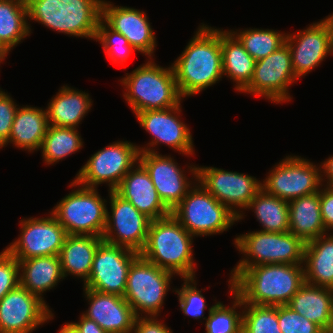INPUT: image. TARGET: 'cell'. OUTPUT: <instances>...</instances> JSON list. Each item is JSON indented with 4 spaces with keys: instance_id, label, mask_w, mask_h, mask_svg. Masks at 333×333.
I'll use <instances>...</instances> for the list:
<instances>
[{
    "instance_id": "29",
    "label": "cell",
    "mask_w": 333,
    "mask_h": 333,
    "mask_svg": "<svg viewBox=\"0 0 333 333\" xmlns=\"http://www.w3.org/2000/svg\"><path fill=\"white\" fill-rule=\"evenodd\" d=\"M289 232L304 243L328 234L321 216L320 190L288 202Z\"/></svg>"
},
{
    "instance_id": "10",
    "label": "cell",
    "mask_w": 333,
    "mask_h": 333,
    "mask_svg": "<svg viewBox=\"0 0 333 333\" xmlns=\"http://www.w3.org/2000/svg\"><path fill=\"white\" fill-rule=\"evenodd\" d=\"M138 146L127 140L110 143L89 157L77 172L75 182L87 188L106 184L108 190L114 191L139 161Z\"/></svg>"
},
{
    "instance_id": "32",
    "label": "cell",
    "mask_w": 333,
    "mask_h": 333,
    "mask_svg": "<svg viewBox=\"0 0 333 333\" xmlns=\"http://www.w3.org/2000/svg\"><path fill=\"white\" fill-rule=\"evenodd\" d=\"M31 33L26 0H0V43L11 51Z\"/></svg>"
},
{
    "instance_id": "26",
    "label": "cell",
    "mask_w": 333,
    "mask_h": 333,
    "mask_svg": "<svg viewBox=\"0 0 333 333\" xmlns=\"http://www.w3.org/2000/svg\"><path fill=\"white\" fill-rule=\"evenodd\" d=\"M293 311L329 332L333 321V289L304 282L287 304Z\"/></svg>"
},
{
    "instance_id": "15",
    "label": "cell",
    "mask_w": 333,
    "mask_h": 333,
    "mask_svg": "<svg viewBox=\"0 0 333 333\" xmlns=\"http://www.w3.org/2000/svg\"><path fill=\"white\" fill-rule=\"evenodd\" d=\"M19 225L18 239L5 247L17 260L60 255L68 234L51 213L46 218L24 217Z\"/></svg>"
},
{
    "instance_id": "50",
    "label": "cell",
    "mask_w": 333,
    "mask_h": 333,
    "mask_svg": "<svg viewBox=\"0 0 333 333\" xmlns=\"http://www.w3.org/2000/svg\"><path fill=\"white\" fill-rule=\"evenodd\" d=\"M329 332L333 333V321H332V326H331V329Z\"/></svg>"
},
{
    "instance_id": "41",
    "label": "cell",
    "mask_w": 333,
    "mask_h": 333,
    "mask_svg": "<svg viewBox=\"0 0 333 333\" xmlns=\"http://www.w3.org/2000/svg\"><path fill=\"white\" fill-rule=\"evenodd\" d=\"M19 284V261L5 248L0 252V300Z\"/></svg>"
},
{
    "instance_id": "27",
    "label": "cell",
    "mask_w": 333,
    "mask_h": 333,
    "mask_svg": "<svg viewBox=\"0 0 333 333\" xmlns=\"http://www.w3.org/2000/svg\"><path fill=\"white\" fill-rule=\"evenodd\" d=\"M102 241L103 238L99 236L67 235L59 255L64 279L72 275L80 278L84 284L90 276L95 253Z\"/></svg>"
},
{
    "instance_id": "30",
    "label": "cell",
    "mask_w": 333,
    "mask_h": 333,
    "mask_svg": "<svg viewBox=\"0 0 333 333\" xmlns=\"http://www.w3.org/2000/svg\"><path fill=\"white\" fill-rule=\"evenodd\" d=\"M303 268L305 282L333 289V233L305 243Z\"/></svg>"
},
{
    "instance_id": "40",
    "label": "cell",
    "mask_w": 333,
    "mask_h": 333,
    "mask_svg": "<svg viewBox=\"0 0 333 333\" xmlns=\"http://www.w3.org/2000/svg\"><path fill=\"white\" fill-rule=\"evenodd\" d=\"M278 325L282 333H323L314 322L293 311L288 305H278Z\"/></svg>"
},
{
    "instance_id": "39",
    "label": "cell",
    "mask_w": 333,
    "mask_h": 333,
    "mask_svg": "<svg viewBox=\"0 0 333 333\" xmlns=\"http://www.w3.org/2000/svg\"><path fill=\"white\" fill-rule=\"evenodd\" d=\"M181 280L184 281L181 288L171 289L172 292L177 294L180 311L187 317L206 321L207 317H204L206 307L210 311L214 306L208 307L206 304L205 296L202 294V291L206 289L197 288L196 277L181 278Z\"/></svg>"
},
{
    "instance_id": "25",
    "label": "cell",
    "mask_w": 333,
    "mask_h": 333,
    "mask_svg": "<svg viewBox=\"0 0 333 333\" xmlns=\"http://www.w3.org/2000/svg\"><path fill=\"white\" fill-rule=\"evenodd\" d=\"M48 126L46 108L20 105L14 116L9 139L0 149L10 143L29 153L40 151Z\"/></svg>"
},
{
    "instance_id": "36",
    "label": "cell",
    "mask_w": 333,
    "mask_h": 333,
    "mask_svg": "<svg viewBox=\"0 0 333 333\" xmlns=\"http://www.w3.org/2000/svg\"><path fill=\"white\" fill-rule=\"evenodd\" d=\"M228 291L231 305L228 307L221 301L214 303L205 321L206 333H242L243 301L231 288Z\"/></svg>"
},
{
    "instance_id": "28",
    "label": "cell",
    "mask_w": 333,
    "mask_h": 333,
    "mask_svg": "<svg viewBox=\"0 0 333 333\" xmlns=\"http://www.w3.org/2000/svg\"><path fill=\"white\" fill-rule=\"evenodd\" d=\"M18 261L20 285L47 303L43 294L64 279L60 257L49 255Z\"/></svg>"
},
{
    "instance_id": "23",
    "label": "cell",
    "mask_w": 333,
    "mask_h": 333,
    "mask_svg": "<svg viewBox=\"0 0 333 333\" xmlns=\"http://www.w3.org/2000/svg\"><path fill=\"white\" fill-rule=\"evenodd\" d=\"M114 191L151 220L171 214V210L159 197L149 173L139 161L123 177Z\"/></svg>"
},
{
    "instance_id": "44",
    "label": "cell",
    "mask_w": 333,
    "mask_h": 333,
    "mask_svg": "<svg viewBox=\"0 0 333 333\" xmlns=\"http://www.w3.org/2000/svg\"><path fill=\"white\" fill-rule=\"evenodd\" d=\"M320 209L325 230L333 233V187L322 185L320 188Z\"/></svg>"
},
{
    "instance_id": "38",
    "label": "cell",
    "mask_w": 333,
    "mask_h": 333,
    "mask_svg": "<svg viewBox=\"0 0 333 333\" xmlns=\"http://www.w3.org/2000/svg\"><path fill=\"white\" fill-rule=\"evenodd\" d=\"M94 41L103 47L108 59L121 67L133 52H138L121 33L111 29L102 19L99 21Z\"/></svg>"
},
{
    "instance_id": "31",
    "label": "cell",
    "mask_w": 333,
    "mask_h": 333,
    "mask_svg": "<svg viewBox=\"0 0 333 333\" xmlns=\"http://www.w3.org/2000/svg\"><path fill=\"white\" fill-rule=\"evenodd\" d=\"M221 50L223 76L230 78L234 90L241 93L252 80L256 60L229 29H221Z\"/></svg>"
},
{
    "instance_id": "9",
    "label": "cell",
    "mask_w": 333,
    "mask_h": 333,
    "mask_svg": "<svg viewBox=\"0 0 333 333\" xmlns=\"http://www.w3.org/2000/svg\"><path fill=\"white\" fill-rule=\"evenodd\" d=\"M174 277L173 273L159 268L141 255L132 262L123 297L136 317L161 315Z\"/></svg>"
},
{
    "instance_id": "47",
    "label": "cell",
    "mask_w": 333,
    "mask_h": 333,
    "mask_svg": "<svg viewBox=\"0 0 333 333\" xmlns=\"http://www.w3.org/2000/svg\"><path fill=\"white\" fill-rule=\"evenodd\" d=\"M58 333H80V331L71 322H65Z\"/></svg>"
},
{
    "instance_id": "45",
    "label": "cell",
    "mask_w": 333,
    "mask_h": 333,
    "mask_svg": "<svg viewBox=\"0 0 333 333\" xmlns=\"http://www.w3.org/2000/svg\"><path fill=\"white\" fill-rule=\"evenodd\" d=\"M80 333H107L94 320L85 317L83 314L79 316L78 322H71Z\"/></svg>"
},
{
    "instance_id": "11",
    "label": "cell",
    "mask_w": 333,
    "mask_h": 333,
    "mask_svg": "<svg viewBox=\"0 0 333 333\" xmlns=\"http://www.w3.org/2000/svg\"><path fill=\"white\" fill-rule=\"evenodd\" d=\"M276 164L261 180L262 188L268 194L289 202L320 190V164L299 155H288Z\"/></svg>"
},
{
    "instance_id": "37",
    "label": "cell",
    "mask_w": 333,
    "mask_h": 333,
    "mask_svg": "<svg viewBox=\"0 0 333 333\" xmlns=\"http://www.w3.org/2000/svg\"><path fill=\"white\" fill-rule=\"evenodd\" d=\"M242 333H282L278 325V305L243 302Z\"/></svg>"
},
{
    "instance_id": "14",
    "label": "cell",
    "mask_w": 333,
    "mask_h": 333,
    "mask_svg": "<svg viewBox=\"0 0 333 333\" xmlns=\"http://www.w3.org/2000/svg\"><path fill=\"white\" fill-rule=\"evenodd\" d=\"M182 112L181 103L177 106L160 109L141 111L135 114L139 124L149 133L151 141L143 147L138 146L139 152L159 153L157 146L165 144L178 154L194 156V141L189 126L180 117ZM183 121V122H182ZM157 148V149H155Z\"/></svg>"
},
{
    "instance_id": "20",
    "label": "cell",
    "mask_w": 333,
    "mask_h": 333,
    "mask_svg": "<svg viewBox=\"0 0 333 333\" xmlns=\"http://www.w3.org/2000/svg\"><path fill=\"white\" fill-rule=\"evenodd\" d=\"M307 26L296 33L288 32L285 39L291 52L293 71L298 79L305 78L328 55L333 56V39L326 21L320 19Z\"/></svg>"
},
{
    "instance_id": "17",
    "label": "cell",
    "mask_w": 333,
    "mask_h": 333,
    "mask_svg": "<svg viewBox=\"0 0 333 333\" xmlns=\"http://www.w3.org/2000/svg\"><path fill=\"white\" fill-rule=\"evenodd\" d=\"M140 253L102 241L95 253L90 276L83 288L123 297L128 271Z\"/></svg>"
},
{
    "instance_id": "13",
    "label": "cell",
    "mask_w": 333,
    "mask_h": 333,
    "mask_svg": "<svg viewBox=\"0 0 333 333\" xmlns=\"http://www.w3.org/2000/svg\"><path fill=\"white\" fill-rule=\"evenodd\" d=\"M299 80L293 71L291 52L287 44L255 63L249 85L241 92L262 97L271 103H288L292 100L289 89Z\"/></svg>"
},
{
    "instance_id": "21",
    "label": "cell",
    "mask_w": 333,
    "mask_h": 333,
    "mask_svg": "<svg viewBox=\"0 0 333 333\" xmlns=\"http://www.w3.org/2000/svg\"><path fill=\"white\" fill-rule=\"evenodd\" d=\"M102 20L114 31L125 36L128 42L148 58L154 57L156 35L145 11L133 7L114 5L103 0Z\"/></svg>"
},
{
    "instance_id": "22",
    "label": "cell",
    "mask_w": 333,
    "mask_h": 333,
    "mask_svg": "<svg viewBox=\"0 0 333 333\" xmlns=\"http://www.w3.org/2000/svg\"><path fill=\"white\" fill-rule=\"evenodd\" d=\"M89 307L82 314L107 333H132L136 315L124 297L83 288Z\"/></svg>"
},
{
    "instance_id": "35",
    "label": "cell",
    "mask_w": 333,
    "mask_h": 333,
    "mask_svg": "<svg viewBox=\"0 0 333 333\" xmlns=\"http://www.w3.org/2000/svg\"><path fill=\"white\" fill-rule=\"evenodd\" d=\"M236 30V31H235ZM230 31L243 44L244 49L256 61L267 57L285 44L287 32L274 29L244 28Z\"/></svg>"
},
{
    "instance_id": "48",
    "label": "cell",
    "mask_w": 333,
    "mask_h": 333,
    "mask_svg": "<svg viewBox=\"0 0 333 333\" xmlns=\"http://www.w3.org/2000/svg\"><path fill=\"white\" fill-rule=\"evenodd\" d=\"M11 51L7 49L3 44L0 43V64L7 58Z\"/></svg>"
},
{
    "instance_id": "18",
    "label": "cell",
    "mask_w": 333,
    "mask_h": 333,
    "mask_svg": "<svg viewBox=\"0 0 333 333\" xmlns=\"http://www.w3.org/2000/svg\"><path fill=\"white\" fill-rule=\"evenodd\" d=\"M139 162L145 167L163 203L172 210L197 182V165L179 166L171 155L140 152ZM186 172L192 175L189 179Z\"/></svg>"
},
{
    "instance_id": "6",
    "label": "cell",
    "mask_w": 333,
    "mask_h": 333,
    "mask_svg": "<svg viewBox=\"0 0 333 333\" xmlns=\"http://www.w3.org/2000/svg\"><path fill=\"white\" fill-rule=\"evenodd\" d=\"M234 247L242 256L230 271L228 288L247 268L262 264H303L305 243L291 232L249 231L236 235Z\"/></svg>"
},
{
    "instance_id": "8",
    "label": "cell",
    "mask_w": 333,
    "mask_h": 333,
    "mask_svg": "<svg viewBox=\"0 0 333 333\" xmlns=\"http://www.w3.org/2000/svg\"><path fill=\"white\" fill-rule=\"evenodd\" d=\"M171 214L194 237L222 234L237 222V216L198 181Z\"/></svg>"
},
{
    "instance_id": "2",
    "label": "cell",
    "mask_w": 333,
    "mask_h": 333,
    "mask_svg": "<svg viewBox=\"0 0 333 333\" xmlns=\"http://www.w3.org/2000/svg\"><path fill=\"white\" fill-rule=\"evenodd\" d=\"M305 282L303 264H262L245 269L231 289L244 303L287 305Z\"/></svg>"
},
{
    "instance_id": "49",
    "label": "cell",
    "mask_w": 333,
    "mask_h": 333,
    "mask_svg": "<svg viewBox=\"0 0 333 333\" xmlns=\"http://www.w3.org/2000/svg\"><path fill=\"white\" fill-rule=\"evenodd\" d=\"M326 23L328 24L329 28H330V32H331V35H332V39H333V13L328 16H326L325 18H323Z\"/></svg>"
},
{
    "instance_id": "16",
    "label": "cell",
    "mask_w": 333,
    "mask_h": 333,
    "mask_svg": "<svg viewBox=\"0 0 333 333\" xmlns=\"http://www.w3.org/2000/svg\"><path fill=\"white\" fill-rule=\"evenodd\" d=\"M106 227L103 241L140 253L146 244L151 219L139 212L115 191L108 190Z\"/></svg>"
},
{
    "instance_id": "43",
    "label": "cell",
    "mask_w": 333,
    "mask_h": 333,
    "mask_svg": "<svg viewBox=\"0 0 333 333\" xmlns=\"http://www.w3.org/2000/svg\"><path fill=\"white\" fill-rule=\"evenodd\" d=\"M159 316L136 317L132 333H173Z\"/></svg>"
},
{
    "instance_id": "1",
    "label": "cell",
    "mask_w": 333,
    "mask_h": 333,
    "mask_svg": "<svg viewBox=\"0 0 333 333\" xmlns=\"http://www.w3.org/2000/svg\"><path fill=\"white\" fill-rule=\"evenodd\" d=\"M171 63L181 97H192L223 78L221 29L204 23Z\"/></svg>"
},
{
    "instance_id": "7",
    "label": "cell",
    "mask_w": 333,
    "mask_h": 333,
    "mask_svg": "<svg viewBox=\"0 0 333 333\" xmlns=\"http://www.w3.org/2000/svg\"><path fill=\"white\" fill-rule=\"evenodd\" d=\"M74 187L54 206L51 213L68 235L81 234L102 237L106 227L107 199L97 188H87L72 180ZM76 187V189H75Z\"/></svg>"
},
{
    "instance_id": "42",
    "label": "cell",
    "mask_w": 333,
    "mask_h": 333,
    "mask_svg": "<svg viewBox=\"0 0 333 333\" xmlns=\"http://www.w3.org/2000/svg\"><path fill=\"white\" fill-rule=\"evenodd\" d=\"M10 93L0 92V148L8 141L14 116L19 105L14 102Z\"/></svg>"
},
{
    "instance_id": "24",
    "label": "cell",
    "mask_w": 333,
    "mask_h": 333,
    "mask_svg": "<svg viewBox=\"0 0 333 333\" xmlns=\"http://www.w3.org/2000/svg\"><path fill=\"white\" fill-rule=\"evenodd\" d=\"M46 106L48 124L55 127L79 128L91 110L93 100L88 92L67 84L58 89Z\"/></svg>"
},
{
    "instance_id": "19",
    "label": "cell",
    "mask_w": 333,
    "mask_h": 333,
    "mask_svg": "<svg viewBox=\"0 0 333 333\" xmlns=\"http://www.w3.org/2000/svg\"><path fill=\"white\" fill-rule=\"evenodd\" d=\"M54 317L48 303L20 284L0 300V333H32Z\"/></svg>"
},
{
    "instance_id": "33",
    "label": "cell",
    "mask_w": 333,
    "mask_h": 333,
    "mask_svg": "<svg viewBox=\"0 0 333 333\" xmlns=\"http://www.w3.org/2000/svg\"><path fill=\"white\" fill-rule=\"evenodd\" d=\"M253 210L261 231L282 233L289 231L288 201L268 194L263 188L249 202L244 211Z\"/></svg>"
},
{
    "instance_id": "4",
    "label": "cell",
    "mask_w": 333,
    "mask_h": 333,
    "mask_svg": "<svg viewBox=\"0 0 333 333\" xmlns=\"http://www.w3.org/2000/svg\"><path fill=\"white\" fill-rule=\"evenodd\" d=\"M148 58L120 79L123 97L135 115L141 111L168 109L184 100L177 87L172 65L162 67Z\"/></svg>"
},
{
    "instance_id": "3",
    "label": "cell",
    "mask_w": 333,
    "mask_h": 333,
    "mask_svg": "<svg viewBox=\"0 0 333 333\" xmlns=\"http://www.w3.org/2000/svg\"><path fill=\"white\" fill-rule=\"evenodd\" d=\"M193 239L195 237L170 214L151 220L147 241L140 255L180 278H193L196 277L197 267L194 262Z\"/></svg>"
},
{
    "instance_id": "5",
    "label": "cell",
    "mask_w": 333,
    "mask_h": 333,
    "mask_svg": "<svg viewBox=\"0 0 333 333\" xmlns=\"http://www.w3.org/2000/svg\"><path fill=\"white\" fill-rule=\"evenodd\" d=\"M103 0H26L28 21L69 37L94 40ZM34 20V21H33Z\"/></svg>"
},
{
    "instance_id": "12",
    "label": "cell",
    "mask_w": 333,
    "mask_h": 333,
    "mask_svg": "<svg viewBox=\"0 0 333 333\" xmlns=\"http://www.w3.org/2000/svg\"><path fill=\"white\" fill-rule=\"evenodd\" d=\"M197 181L237 216V222L247 216L244 209L262 189V181L254 176L214 166L197 165Z\"/></svg>"
},
{
    "instance_id": "46",
    "label": "cell",
    "mask_w": 333,
    "mask_h": 333,
    "mask_svg": "<svg viewBox=\"0 0 333 333\" xmlns=\"http://www.w3.org/2000/svg\"><path fill=\"white\" fill-rule=\"evenodd\" d=\"M320 163L322 185L333 187V155Z\"/></svg>"
},
{
    "instance_id": "34",
    "label": "cell",
    "mask_w": 333,
    "mask_h": 333,
    "mask_svg": "<svg viewBox=\"0 0 333 333\" xmlns=\"http://www.w3.org/2000/svg\"><path fill=\"white\" fill-rule=\"evenodd\" d=\"M84 141L78 128L49 125L41 145L43 162L54 165L83 148Z\"/></svg>"
}]
</instances>
